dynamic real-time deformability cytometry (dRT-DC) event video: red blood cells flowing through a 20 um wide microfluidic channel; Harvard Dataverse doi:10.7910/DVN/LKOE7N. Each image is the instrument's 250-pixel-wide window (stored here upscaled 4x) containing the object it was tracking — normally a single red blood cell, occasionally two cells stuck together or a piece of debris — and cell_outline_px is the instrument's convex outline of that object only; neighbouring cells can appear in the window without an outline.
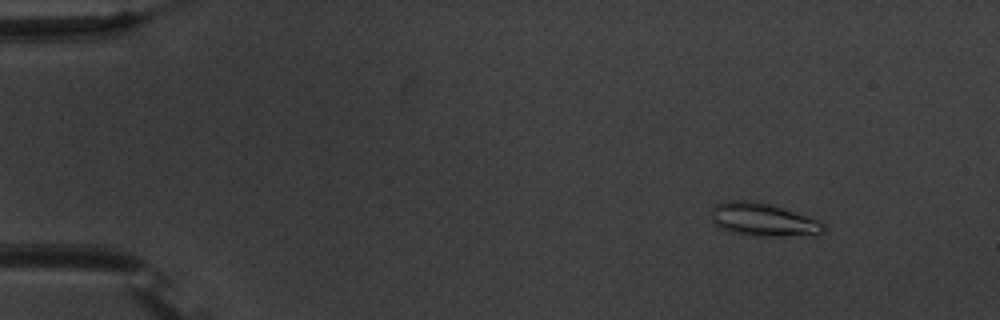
{"species": "common noctule bat (a hibernating species)", "species_latin": "Nyctalus noctula", "temperature_condition": "warm", "stored_images_in_passage": 55, "camera_frame_rate_fps": 3000, "um_per_image_px": 0.085, "animal": {"sex": "male", "body_mass_g": 20.1, "forearm_length_mm": 53.5}, "frame": {"image": 1, "passage_image": 7, "time_ms": 2.0, "image_size_px": [1000, 320], "cell_outline_px": [[824, 232], [780, 236], [752, 236], [732, 232], [720, 228], [712, 224], [712, 208], [716, 204], [724, 200], [756, 200], [816, 220], [824, 224]], "centroid_in_image_um": [64.73, 18.66], "position_along_channel_um": 20.3, "area_um2": 21.21}}
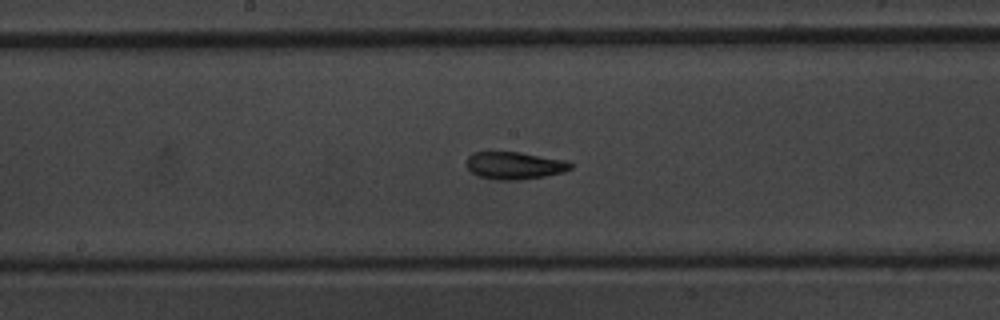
{"frame": {"image": 2, "passage_image": 30, "time_ms": 9.667, "image_size_px": [1000, 320], "cell_outline_px": [[572, 168], [564, 172], [544, 176], [520, 180], [496, 180], [476, 176], [468, 168], [468, 156], [472, 152], [520, 152], [568, 160], [572, 164]], "centroid_in_image_um": [43.76, 14.07], "position_along_channel_um": 204.4, "area_um2": 16.76}}
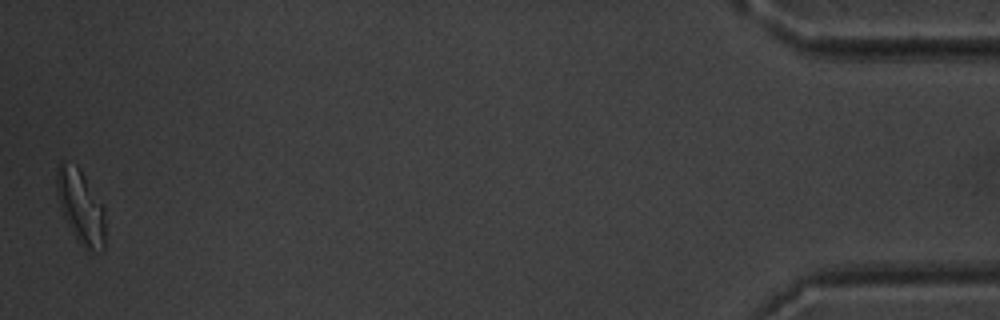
{"frame": {"image": 3, "passage_image": 55, "time_ms": 18.0, "image_size_px": [1000, 320], "cell_outline_px": [[104, 252], [84, 252], [76, 240], [64, 216], [60, 204], [56, 188], [56, 168], [60, 160], [64, 160], [76, 164], [80, 168], [104, 208]], "centroid_in_image_um": [6.85, 17.6], "position_along_channel_um": 428.3, "area_um2": 21.33}, "authors_computed_cell_mechanics": {"area_um2": 17.3978, "velocity_mm_per_s": 3.7125, "shape_relaxation_time_tau1_ms": 6.1772, "shape_relaxation_time_tau2_ms": 2.0204, "deformation_change_tau1": 0.1846, "deformation_change_tau2": 0.0865}}